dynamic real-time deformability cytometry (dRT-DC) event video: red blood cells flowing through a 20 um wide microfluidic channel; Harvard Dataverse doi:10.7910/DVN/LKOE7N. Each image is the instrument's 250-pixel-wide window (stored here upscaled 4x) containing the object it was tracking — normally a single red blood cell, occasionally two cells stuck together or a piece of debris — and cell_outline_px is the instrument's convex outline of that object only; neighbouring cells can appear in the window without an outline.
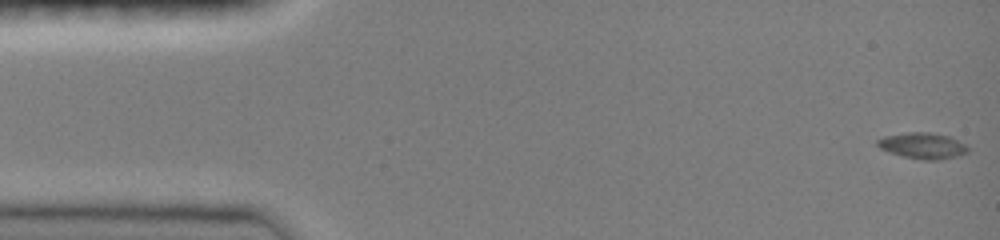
{"species": "common noctule bat (a hibernating species)", "species_latin": "Nyctalus noctula", "temperature_condition": "room temperature", "stored_images_in_passage": 48, "camera_frame_rate_fps": 3000, "um_per_image_px": 0.085, "animal": {"sex": "female", "body_mass_g": 19.0, "forearm_length_mm": 51.5}, "frame": {"image": 1, "passage_image": 1, "time_ms": 0.0, "image_size_px": [1000, 240], "cell_outline_px": [[968, 152], [956, 156], [940, 160], [920, 160], [904, 156], [880, 148], [876, 144], [876, 140], [884, 136], [908, 132], [928, 132], [948, 136], [964, 144], [968, 148]], "centroid_in_image_um": [78.41, 12.38], "position_along_channel_um": 6.6, "area_um2": 13.53}}
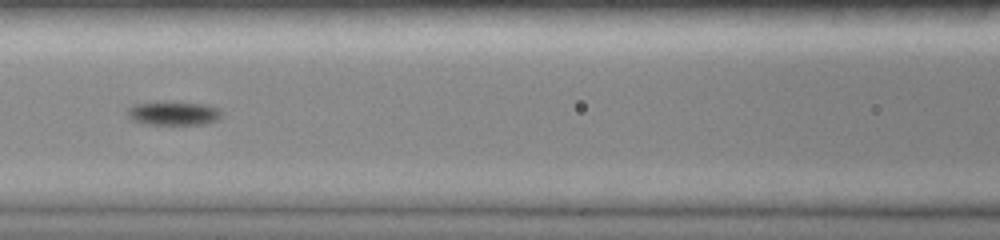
{"frame": {"image": 2, "passage_image": 21, "time_ms": 6.667, "image_size_px": [1000, 240], "cell_outline_px": [[220, 116], [216, 120], [204, 124], [148, 124], [132, 120], [128, 116], [128, 108], [132, 104], [164, 100], [168, 100], [208, 104], [220, 108]], "centroid_in_image_um": [14.73, 9.58], "position_along_channel_um": 151.9, "area_um2": 13.47}}
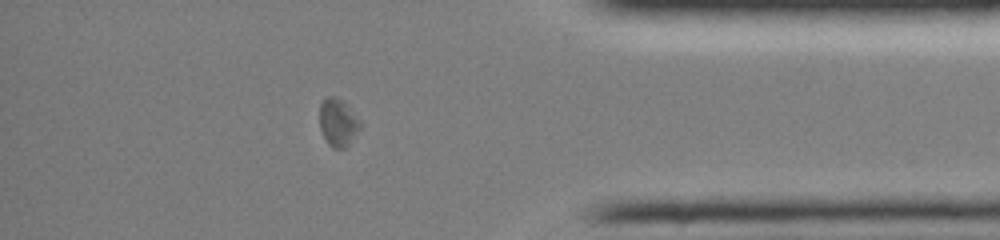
{"frame": {"image": 3, "passage_image": 41, "time_ms": 13.333, "image_size_px": [1000, 240], "cell_outline_px": [[360, 128], [348, 144], [344, 148], [332, 148], [328, 144], [320, 128], [320, 104], [324, 96], [336, 96], [344, 100], [360, 120]], "centroid_in_image_um": [28.72, 10.36], "position_along_channel_um": 406.5, "area_um2": 11.33}, "authors_computed_cell_mechanics": {"area_um2": 12.138, "velocity_mm_per_s": 4.0417, "shape_relaxation_time_tau1_ms": 1.6008, "shape_relaxation_time_tau2_ms": null, "deformation_change_tau1": 0.0782, "deformation_change_tau2": null}}